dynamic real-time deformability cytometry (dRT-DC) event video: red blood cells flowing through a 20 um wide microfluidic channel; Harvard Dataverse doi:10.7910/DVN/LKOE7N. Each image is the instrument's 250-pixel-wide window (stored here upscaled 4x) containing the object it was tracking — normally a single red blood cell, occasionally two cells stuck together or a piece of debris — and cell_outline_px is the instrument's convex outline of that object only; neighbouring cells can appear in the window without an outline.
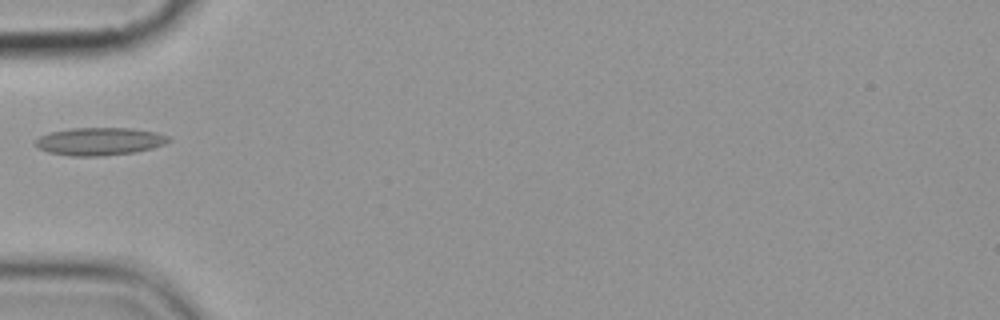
{"species": "common noctule bat (a hibernating species)", "species_latin": "Nyctalus noctula", "temperature_condition": "cold", "stored_images_in_passage": 6, "camera_frame_rate_fps": 3000, "um_per_image_px": 0.085, "animal": {"sex": "female", "body_mass_g": 19.9}, "frame": {"image": 1, "passage_image": 6, "time_ms": 6.0, "image_size_px": [1000, 320], "cell_outline_px": [[172, 140], [164, 144], [152, 148], [132, 152], [104, 156], [72, 156], [48, 152], [32, 144], [40, 136], [52, 132], [72, 128], [132, 128], [156, 132], [168, 136]], "centroid_in_image_um": [8.47, 12.01], "position_along_channel_um": 76.5, "area_um2": 21.44}}